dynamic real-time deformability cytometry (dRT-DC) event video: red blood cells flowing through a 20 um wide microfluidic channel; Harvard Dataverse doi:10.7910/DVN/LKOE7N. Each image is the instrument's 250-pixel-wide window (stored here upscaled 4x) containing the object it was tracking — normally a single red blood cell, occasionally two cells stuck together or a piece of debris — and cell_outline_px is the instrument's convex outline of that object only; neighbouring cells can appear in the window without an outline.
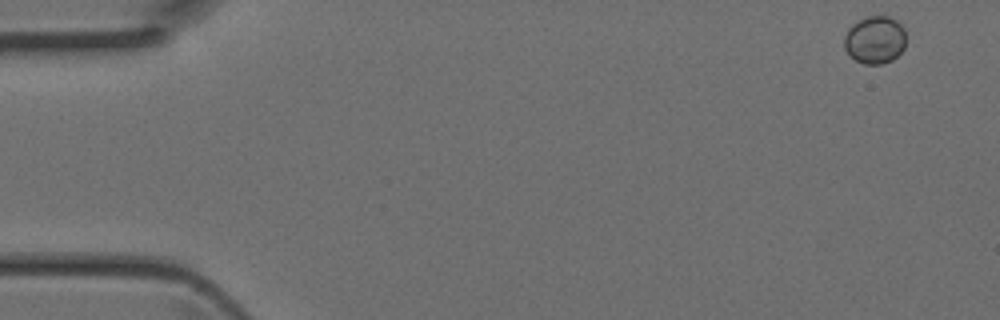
{"species": "Egyptian fruit bat (a non-hibernating species)", "species_latin": "Rousettus aegyptiacus", "temperature_condition": "room temperature", "stored_images_in_passage": 43, "camera_frame_rate_fps": 3000, "um_per_image_px": 0.085, "animal": {"sex": "female"}, "frame": {"image": 1, "passage_image": 1, "time_ms": 0.0, "image_size_px": [1000, 320], "cell_outline_px": [[908, 36], [904, 48], [892, 60], [880, 64], [864, 64], [856, 60], [844, 48], [844, 36], [848, 28], [852, 24], [868, 16], [888, 16], [896, 20], [904, 28]], "centroid_in_image_um": [74.4, 3.38], "position_along_channel_um": 10.6, "area_um2": 17.28}}
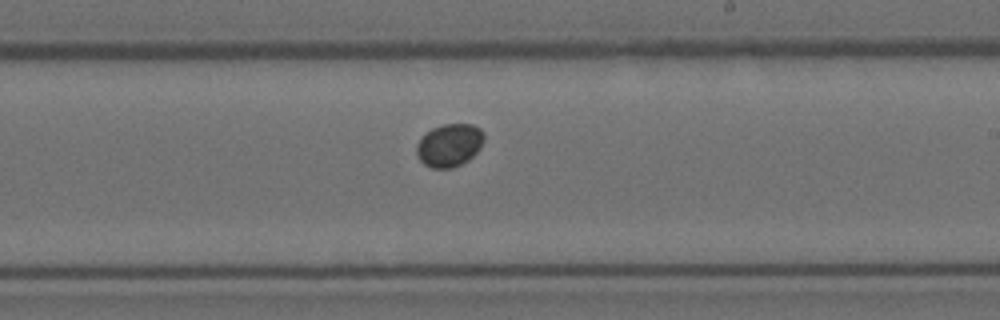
{"frame": {"image": 2, "passage_image": 25, "time_ms": 8.0, "image_size_px": [1000, 320], "cell_outline_px": [[484, 140], [480, 148], [468, 160], [452, 168], [432, 168], [424, 164], [416, 156], [416, 144], [432, 128], [444, 124], [472, 124], [480, 128], [484, 132]], "centroid_in_image_um": [38.2, 12.34], "position_along_channel_um": 250.8, "area_um2": 16.82}}
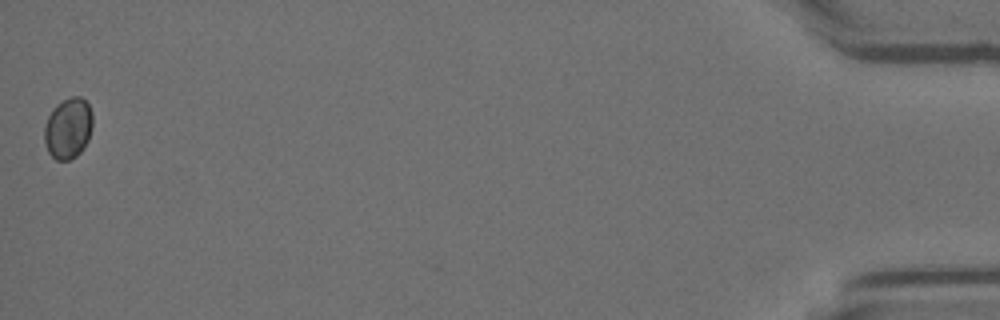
{"frame": {"image": 3, "passage_image": 43, "time_ms": 14.0, "image_size_px": [1000, 320], "cell_outline_px": [[92, 128], [88, 140], [80, 152], [76, 156], [68, 160], [56, 160], [48, 152], [44, 144], [44, 128], [48, 116], [56, 104], [72, 96], [80, 96], [88, 104], [92, 112]], "centroid_in_image_um": [5.78, 10.9], "position_along_channel_um": 429.4, "area_um2": 17.17}}